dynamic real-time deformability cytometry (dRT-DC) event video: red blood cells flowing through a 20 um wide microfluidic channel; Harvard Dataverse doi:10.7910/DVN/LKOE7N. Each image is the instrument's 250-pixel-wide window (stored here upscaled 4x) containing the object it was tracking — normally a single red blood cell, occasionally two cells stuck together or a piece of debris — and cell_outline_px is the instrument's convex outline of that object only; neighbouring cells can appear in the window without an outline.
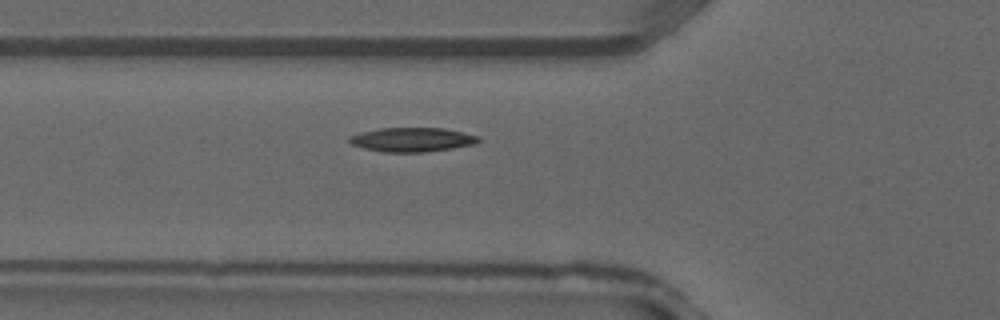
{"species": "common noctule bat (a hibernating species)", "species_latin": "Nyctalus noctula", "temperature_condition": "warm", "stored_images_in_passage": 26, "camera_frame_rate_fps": 3000, "um_per_image_px": 0.085, "animal": {"sex": "male", "forearm_length_mm": 52.5}, "frame": {"image": 1, "passage_image": 3, "time_ms": 0.667, "image_size_px": [1000, 320], "cell_outline_px": [[480, 140], [476, 144], [452, 148], [424, 152], [384, 152], [364, 148], [352, 144], [348, 140], [348, 136], [360, 132], [380, 128], [444, 128], [480, 136]], "centroid_in_image_um": [35.03, 11.86], "position_along_channel_um": 90.8, "area_um2": 18.21}}
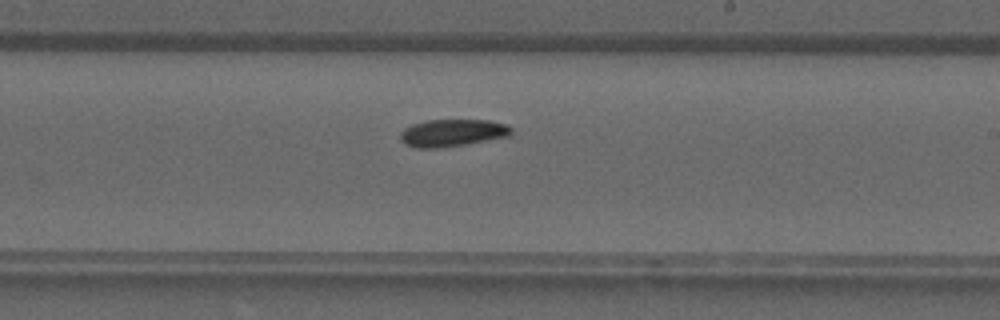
{"frame": {"image": 2, "passage_image": 12, "time_ms": 3.667, "image_size_px": [1000, 320], "cell_outline_px": [[512, 136], [464, 144], [436, 148], [416, 148], [404, 144], [400, 140], [400, 132], [404, 128], [412, 124], [428, 120], [488, 120], [508, 124], [512, 128]], "centroid_in_image_um": [38.46, 11.29], "position_along_channel_um": 250.5, "area_um2": 17.8}}
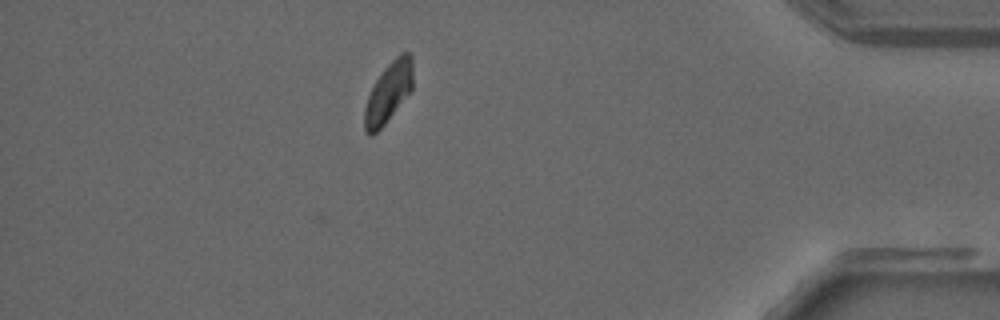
{"frame": {"image": 3, "passage_image": 23, "time_ms": 7.333, "image_size_px": [1000, 320], "cell_outline_px": [[412, 92], [384, 124], [372, 136], [368, 136], [364, 128], [364, 108], [368, 96], [376, 80], [384, 68], [400, 52], [408, 52], [412, 56]], "centroid_in_image_um": [33.02, 7.86], "position_along_channel_um": 402.2, "area_um2": 17.05}}